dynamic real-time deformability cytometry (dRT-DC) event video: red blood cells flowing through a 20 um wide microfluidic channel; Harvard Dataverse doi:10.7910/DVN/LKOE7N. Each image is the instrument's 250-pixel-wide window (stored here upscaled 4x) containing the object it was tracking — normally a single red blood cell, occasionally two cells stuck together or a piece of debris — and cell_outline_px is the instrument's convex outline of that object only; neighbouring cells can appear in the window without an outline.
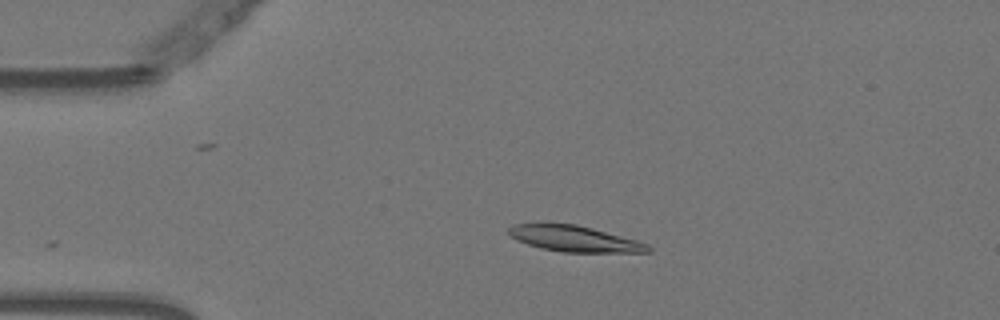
{"species": "Egyptian fruit bat (a non-hibernating species)", "species_latin": "Rousettus aegyptiacus", "temperature_condition": "warm", "stored_images_in_passage": 51, "camera_frame_rate_fps": 3000, "um_per_image_px": 0.085, "animal": {"sex": "female"}, "frame": {"image": 1, "passage_image": 9, "time_ms": 2.667, "image_size_px": [1000, 320], "cell_outline_px": [[652, 252], [564, 252], [540, 248], [528, 244], [512, 236], [508, 232], [508, 228], [512, 224], [576, 224], [592, 228], [636, 240], [648, 244], [652, 248]], "centroid_in_image_um": [48.87, 20.3], "position_along_channel_um": 36.1, "area_um2": 20.69}}
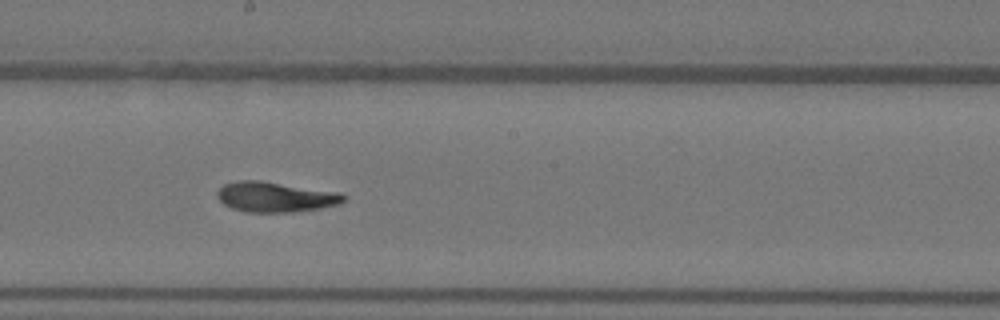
{"frame": {"image": 2, "passage_image": 27, "time_ms": 8.667, "image_size_px": [1000, 320], "cell_outline_px": [[348, 196], [340, 204], [320, 208], [292, 212], [248, 212], [232, 208], [224, 204], [216, 196], [216, 192], [224, 184], [236, 180], [260, 180], [340, 192]], "centroid_in_image_um": [23.42, 16.73], "position_along_channel_um": 224.8, "area_um2": 22.37}}
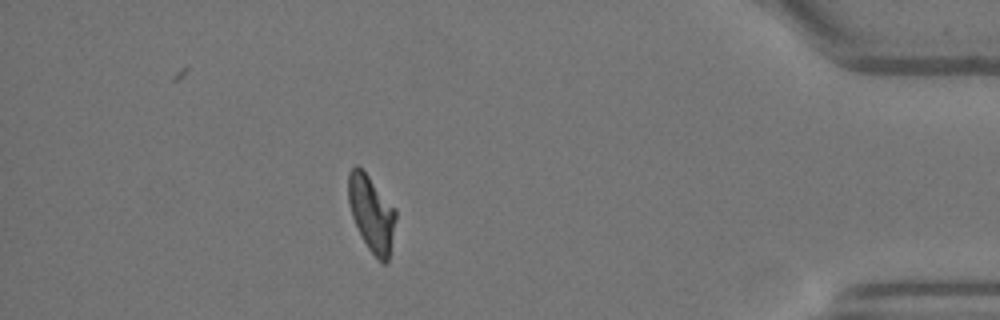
{"frame": {"image": 3, "passage_image": 45, "time_ms": 14.667, "image_size_px": [1000, 320], "cell_outline_px": [[396, 220], [388, 264], [384, 264], [368, 248], [352, 216], [348, 200], [348, 172], [356, 164], [368, 176], [396, 208]], "centroid_in_image_um": [31.6, 18.14], "position_along_channel_um": 403.6, "area_um2": 20.75}, "authors_computed_cell_mechanics": {"area_um2": 21.3282, "velocity_mm_per_s": 3.7423, "shape_relaxation_time_tau1_ms": 5.8536, "shape_relaxation_time_tau2_ms": 5.3012, "deformation_change_tau1": 0.2321, "deformation_change_tau2": 0.075}}